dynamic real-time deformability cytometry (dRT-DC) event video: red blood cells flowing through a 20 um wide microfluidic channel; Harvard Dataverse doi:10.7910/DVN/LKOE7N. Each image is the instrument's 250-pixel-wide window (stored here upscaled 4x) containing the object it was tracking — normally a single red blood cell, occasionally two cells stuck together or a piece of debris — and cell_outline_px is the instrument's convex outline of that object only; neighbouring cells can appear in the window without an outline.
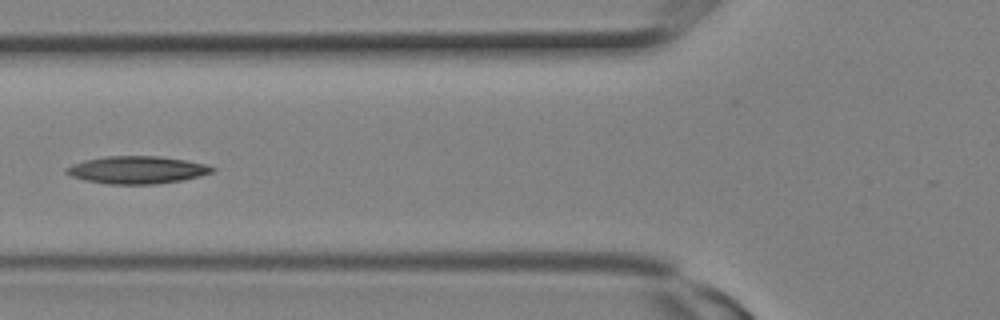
{"species": "Egyptian fruit bat (a non-hibernating species)", "species_latin": "Rousettus aegyptiacus", "temperature_condition": "room temperature", "stored_images_in_passage": 11, "camera_frame_rate_fps": 3000, "um_per_image_px": 0.085, "animal": {"sex": "female"}, "frame": {"image": 1, "passage_image": 10, "time_ms": 3.0, "image_size_px": [1000, 320], "cell_outline_px": [[216, 168], [212, 172], [200, 176], [180, 180], [156, 184], [112, 184], [84, 180], [72, 176], [64, 172], [64, 168], [72, 164], [84, 160], [104, 156], [160, 156], [208, 164]], "centroid_in_image_um": [11.63, 14.43], "position_along_channel_um": 114.2, "area_um2": 23.41}}